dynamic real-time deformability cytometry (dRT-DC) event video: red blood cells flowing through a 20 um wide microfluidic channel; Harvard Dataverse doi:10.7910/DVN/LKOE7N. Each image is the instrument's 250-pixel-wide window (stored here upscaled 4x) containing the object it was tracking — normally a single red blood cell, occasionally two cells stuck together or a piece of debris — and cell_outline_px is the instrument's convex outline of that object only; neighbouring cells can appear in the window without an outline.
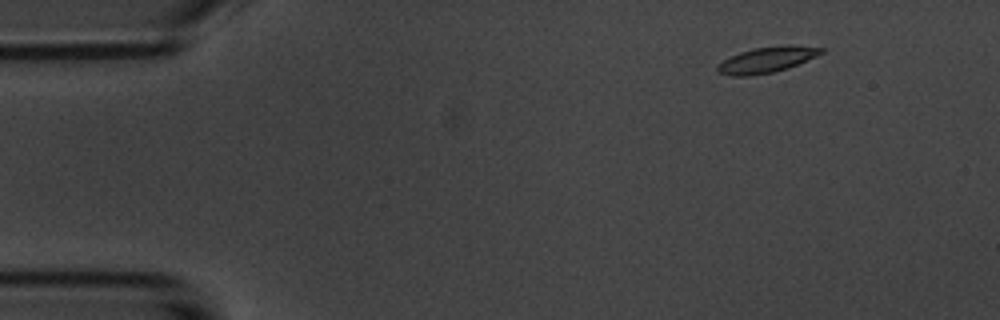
{"species": "common noctule bat (a hibernating species)", "species_latin": "Nyctalus noctula", "temperature_condition": "room temperature", "stored_images_in_passage": 5, "camera_frame_rate_fps": 3000, "um_per_image_px": 0.085, "animal": {"sex": "male", "body_mass_g": 20.1, "forearm_length_mm": 53.5}, "frame": {"image": 1, "passage_image": 2, "time_ms": 1.0, "image_size_px": [1000, 320], "cell_outline_px": [[828, 48], [824, 52], [816, 56], [788, 68], [772, 72], [748, 76], [732, 76], [716, 72], [716, 64], [740, 52], [752, 48], [788, 44], [792, 44]], "centroid_in_image_um": [65.2, 5.06], "position_along_channel_um": 19.8, "area_um2": 15.78}}
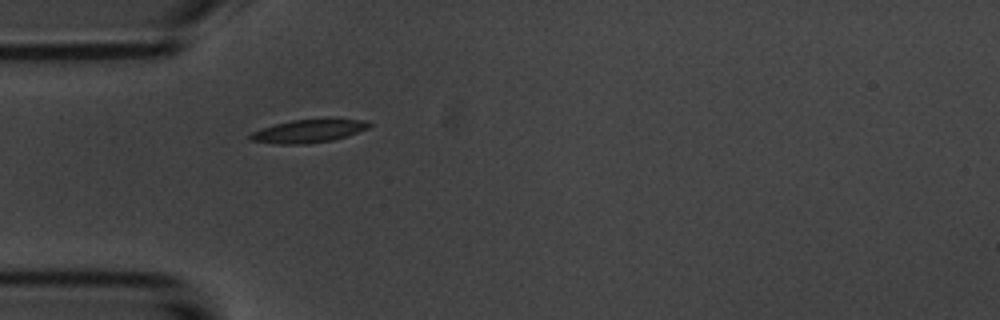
{"frame": {"image": 2, "passage_image": 5, "time_ms": 4.333, "image_size_px": [1000, 320], "cell_outline_px": [[372, 124], [368, 128], [332, 140], [308, 144], [280, 144], [248, 140], [248, 136], [252, 132], [260, 128], [292, 120], [364, 120]], "centroid_in_image_um": [26.13, 11.16], "position_along_channel_um": 58.9, "area_um2": 15.55}}